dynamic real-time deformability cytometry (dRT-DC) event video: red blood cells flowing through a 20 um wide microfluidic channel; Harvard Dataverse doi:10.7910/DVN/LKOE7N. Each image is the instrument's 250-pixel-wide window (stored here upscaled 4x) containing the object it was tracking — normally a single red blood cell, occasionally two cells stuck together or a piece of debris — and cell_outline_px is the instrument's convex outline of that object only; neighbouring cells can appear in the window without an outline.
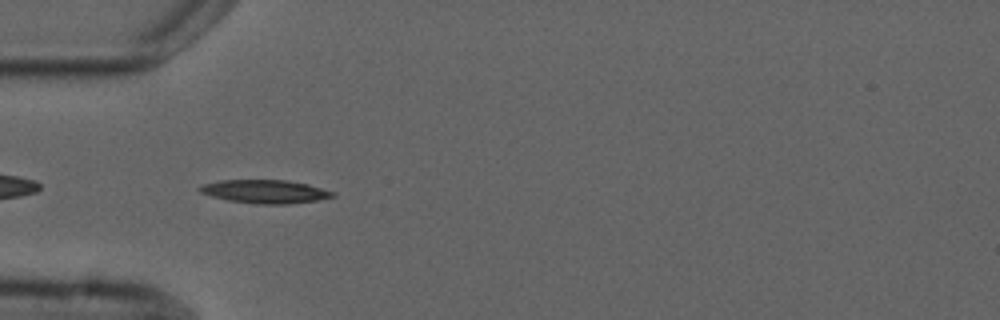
{"species": "common noctule bat (a hibernating species)", "species_latin": "Nyctalus noctula", "temperature_condition": "cold", "stored_images_in_passage": 5, "camera_frame_rate_fps": 3000, "um_per_image_px": 0.085, "animal": {"sex": "male", "forearm_length_mm": 52.5}, "frame": {"image": 1, "passage_image": 4, "time_ms": 3.667, "image_size_px": [1000, 320], "cell_outline_px": [[336, 196], [316, 200], [288, 204], [256, 204], [228, 200], [212, 196], [200, 192], [196, 188], [204, 184], [220, 180], [288, 180], [308, 184], [336, 192]], "centroid_in_image_um": [22.55, 16.28], "position_along_channel_um": 62.5, "area_um2": 18.15}}
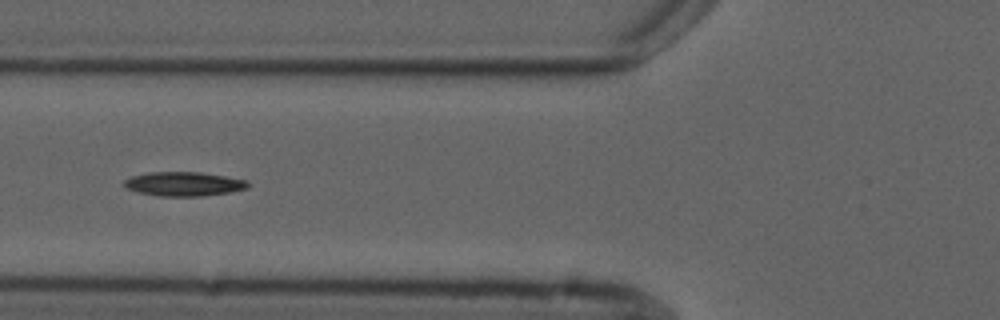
{"frame": {"image": 2, "passage_image": 5, "time_ms": 5.0, "image_size_px": [1000, 320], "cell_outline_px": [[248, 188], [232, 192], [200, 196], [160, 196], [140, 192], [128, 188], [124, 184], [124, 180], [132, 176], [148, 172], [200, 172], [248, 180]], "centroid_in_image_um": [15.66, 15.63], "position_along_channel_um": 110.1, "area_um2": 17.28}}